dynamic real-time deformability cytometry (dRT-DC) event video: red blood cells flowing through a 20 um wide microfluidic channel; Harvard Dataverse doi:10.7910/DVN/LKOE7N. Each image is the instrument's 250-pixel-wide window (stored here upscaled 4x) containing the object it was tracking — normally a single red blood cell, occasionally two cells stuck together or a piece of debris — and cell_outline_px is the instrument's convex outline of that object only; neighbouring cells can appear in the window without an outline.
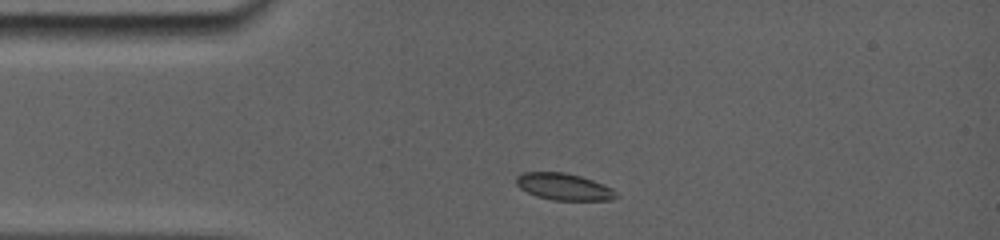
{"species": "common noctule bat (a hibernating species)", "species_latin": "Nyctalus noctula", "temperature_condition": "room temperature", "stored_images_in_passage": 16, "camera_frame_rate_fps": 5000, "um_per_image_px": 0.085, "animal": {"sex": "female", "body_mass_g": 19.0, "forearm_length_mm": 56.7}, "frame": {"image": 1, "passage_image": 1, "time_ms": 0.0, "image_size_px": [1000, 240], "cell_outline_px": [[620, 196], [612, 200], [552, 200], [536, 196], [520, 188], [516, 184], [516, 176], [524, 172], [564, 172], [580, 176], [592, 180], [612, 188]], "centroid_in_image_um": [47.94, 15.87], "position_along_channel_um": 37.1, "area_um2": 15.61}}
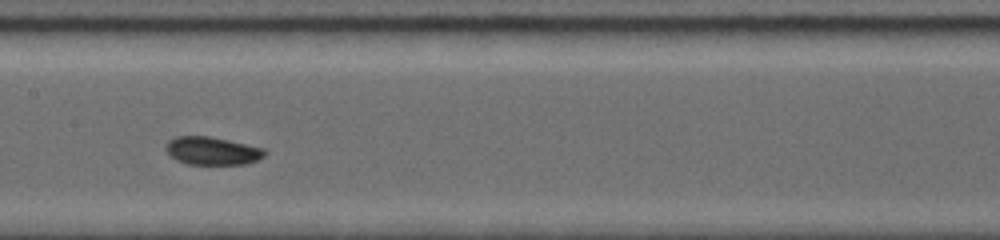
{"frame": {"image": 2, "passage_image": 10, "time_ms": 4.6, "image_size_px": [1000, 240], "cell_outline_px": [[264, 156], [256, 160], [244, 164], [188, 164], [176, 160], [168, 152], [168, 144], [176, 136], [208, 136], [228, 140], [260, 148], [264, 152]], "centroid_in_image_um": [18.02, 12.83], "position_along_channel_um": 189.4, "area_um2": 15.49}}
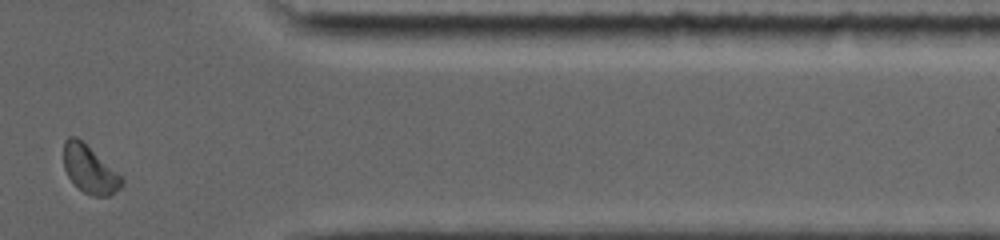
{"frame": {"image": 3, "passage_image": 16, "time_ms": 10.4, "image_size_px": [1000, 240], "cell_outline_px": [[124, 184], [120, 188], [108, 196], [92, 196], [76, 188], [68, 176], [64, 168], [64, 140], [68, 136], [76, 136], [116, 172], [124, 180]], "centroid_in_image_um": [7.58, 14.42], "position_along_channel_um": 403.8, "area_um2": 15.84}, "authors_computed_cell_mechanics": {"area_um2": 15.7505, "velocity_mm_per_s": 3.8509, "shape_relaxation_time_tau1_ms": 3.5382, "shape_relaxation_time_tau2_ms": null, "deformation_change_tau1": 0.0878, "deformation_change_tau2": null}}